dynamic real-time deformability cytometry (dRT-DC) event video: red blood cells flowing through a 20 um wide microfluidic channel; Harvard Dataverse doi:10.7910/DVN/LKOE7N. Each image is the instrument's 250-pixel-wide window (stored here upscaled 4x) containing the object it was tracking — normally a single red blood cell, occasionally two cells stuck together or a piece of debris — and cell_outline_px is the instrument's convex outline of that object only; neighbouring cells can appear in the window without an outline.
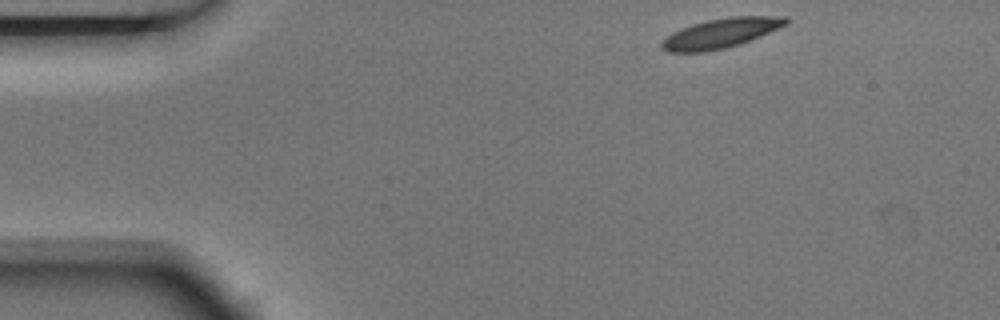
{"species": "Egyptian fruit bat (a non-hibernating species)", "species_latin": "Rousettus aegyptiacus", "temperature_condition": "room temperature", "stored_images_in_passage": 4, "camera_frame_rate_fps": 3000, "um_per_image_px": 0.085, "animal": {"sex": "male"}, "frame": {"image": 1, "passage_image": 1, "time_ms": 0.0, "image_size_px": [1000, 320], "cell_outline_px": [[788, 24], [760, 36], [740, 44], [724, 48], [704, 52], [668, 52], [660, 44], [672, 32], [692, 24], [708, 20], [728, 16], [788, 16]], "centroid_in_image_um": [61.3, 2.81], "position_along_channel_um": 23.7, "area_um2": 21.27}}
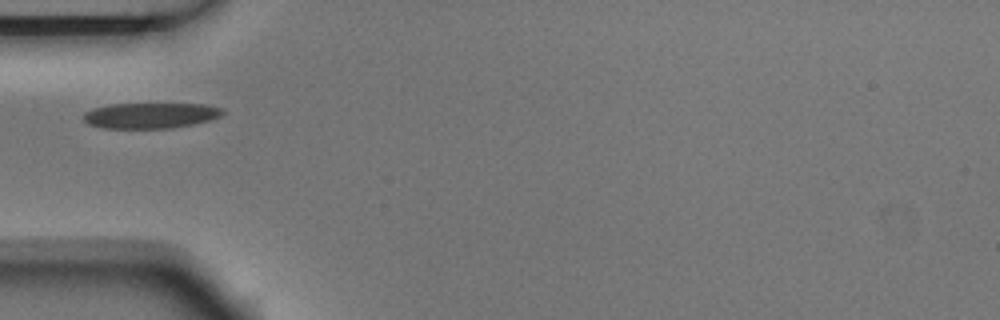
{"frame": {"image": 2, "passage_image": 4, "time_ms": 1.0, "image_size_px": [1000, 320], "cell_outline_px": [[224, 112], [220, 116], [208, 120], [192, 124], [172, 128], [100, 128], [88, 124], [84, 120], [84, 112], [92, 108], [112, 104], [204, 104], [224, 108]], "centroid_in_image_um": [12.77, 9.81], "position_along_channel_um": 72.2, "area_um2": 20.75}}